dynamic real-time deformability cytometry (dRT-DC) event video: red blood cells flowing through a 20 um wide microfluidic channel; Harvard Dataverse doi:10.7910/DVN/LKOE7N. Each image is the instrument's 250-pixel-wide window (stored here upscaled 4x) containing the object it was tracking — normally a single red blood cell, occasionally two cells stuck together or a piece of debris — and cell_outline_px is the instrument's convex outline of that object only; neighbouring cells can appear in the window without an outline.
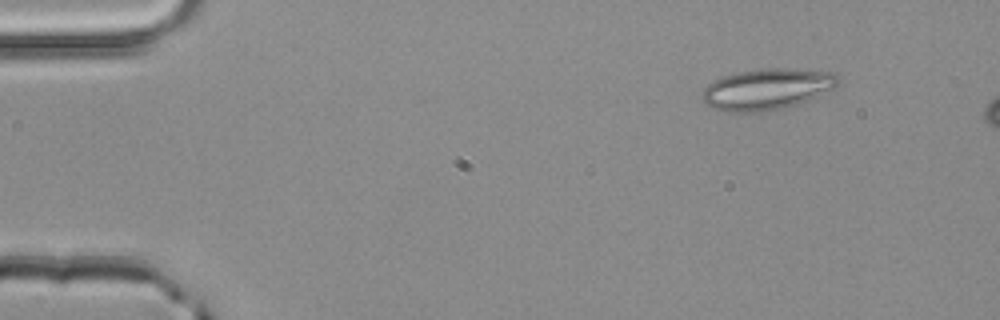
{"species": "common noctule bat (a hibernating species)", "species_latin": "Nyctalus noctula", "temperature_condition": "room temperature", "stored_images_in_passage": 3, "camera_frame_rate_fps": 3000, "um_per_image_px": 0.085, "animal": {"sex": "male", "body_mass_g": 20.4}, "frame": {"image": 1, "passage_image": 1, "time_ms": 0.0, "image_size_px": [1000, 320], "cell_outline_px": [[840, 84], [808, 100], [784, 108], [760, 112], [728, 112], [708, 108], [704, 104], [700, 96], [700, 92], [712, 80], [736, 72], [764, 68], [788, 68], [836, 72], [840, 80]], "centroid_in_image_um": [65.13, 7.58], "position_along_channel_um": 19.9, "area_um2": 33.06}}
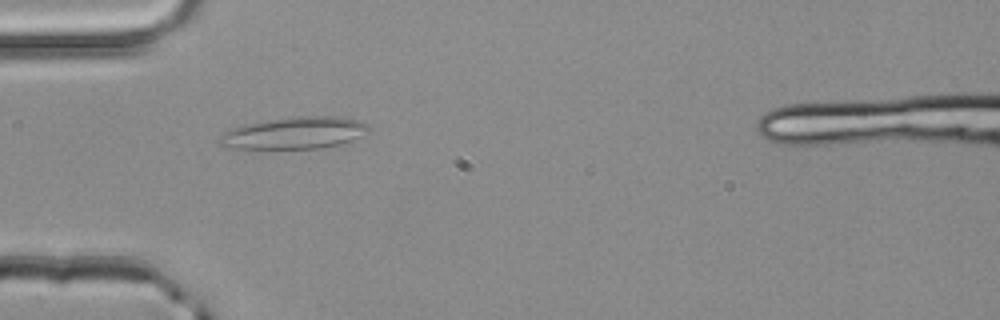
{"frame": {"image": 2, "passage_image": 3, "time_ms": 0.667, "image_size_px": [1000, 320], "cell_outline_px": [[372, 128], [360, 136], [352, 140], [340, 144], [320, 148], [228, 148], [216, 144], [220, 136], [224, 132], [248, 124], [272, 120], [308, 116], [344, 116], [360, 120], [368, 124]], "centroid_in_image_um": [25.09, 11.31], "position_along_channel_um": 59.9, "area_um2": 27.4}}